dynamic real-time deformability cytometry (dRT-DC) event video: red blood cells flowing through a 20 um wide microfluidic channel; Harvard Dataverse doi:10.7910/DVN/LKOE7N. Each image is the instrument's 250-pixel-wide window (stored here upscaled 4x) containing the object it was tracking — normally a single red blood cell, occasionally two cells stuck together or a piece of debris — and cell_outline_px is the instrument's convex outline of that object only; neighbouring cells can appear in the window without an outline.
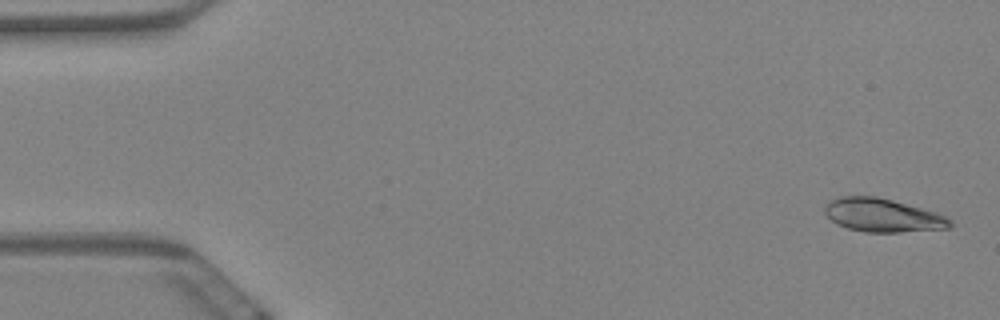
{"species": "Egyptian fruit bat (a non-hibernating species)", "species_latin": "Rousettus aegyptiacus", "temperature_condition": "warm", "stored_images_in_passage": 58, "camera_frame_rate_fps": 3000, "um_per_image_px": 0.085, "animal": {"sex": "female"}, "frame": {"image": 1, "passage_image": 2, "time_ms": 0.333, "image_size_px": [1000, 320], "cell_outline_px": [[952, 224], [948, 228], [900, 232], [864, 232], [848, 228], [836, 224], [824, 212], [824, 208], [832, 200], [840, 196], [876, 196], [892, 200], [920, 208], [944, 216], [952, 220]], "centroid_in_image_um": [74.99, 18.3], "position_along_channel_um": 10.0, "area_um2": 23.99}}
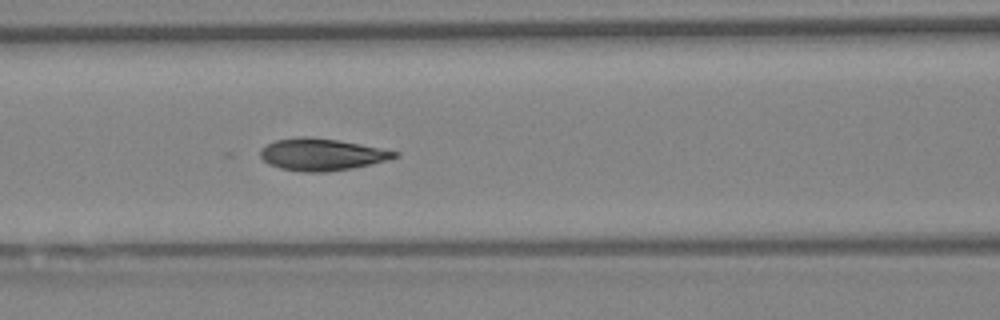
{"frame": {"image": 2, "passage_image": 25, "time_ms": 8.0, "image_size_px": [1000, 320], "cell_outline_px": [[400, 156], [388, 160], [352, 168], [324, 172], [300, 172], [280, 168], [268, 164], [260, 156], [260, 148], [276, 140], [300, 136], [308, 136], [336, 140], [360, 144], [400, 152]], "centroid_in_image_um": [27.34, 13.13], "position_along_channel_um": 139.3, "area_um2": 25.03}}
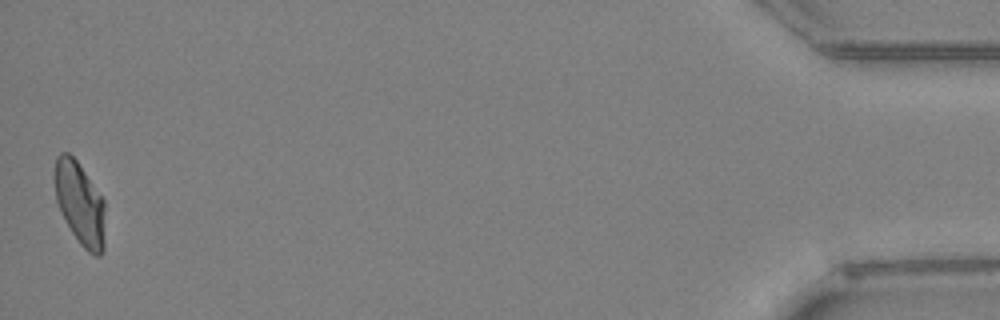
{"frame": {"image": 3, "passage_image": 58, "time_ms": 19.0, "image_size_px": [1000, 320], "cell_outline_px": [[104, 252], [100, 256], [96, 256], [88, 252], [80, 244], [72, 232], [56, 204], [52, 176], [52, 172], [56, 156], [60, 152], [68, 152], [76, 160], [104, 200]], "centroid_in_image_um": [6.74, 17.27], "position_along_channel_um": 428.5, "area_um2": 24.8}}